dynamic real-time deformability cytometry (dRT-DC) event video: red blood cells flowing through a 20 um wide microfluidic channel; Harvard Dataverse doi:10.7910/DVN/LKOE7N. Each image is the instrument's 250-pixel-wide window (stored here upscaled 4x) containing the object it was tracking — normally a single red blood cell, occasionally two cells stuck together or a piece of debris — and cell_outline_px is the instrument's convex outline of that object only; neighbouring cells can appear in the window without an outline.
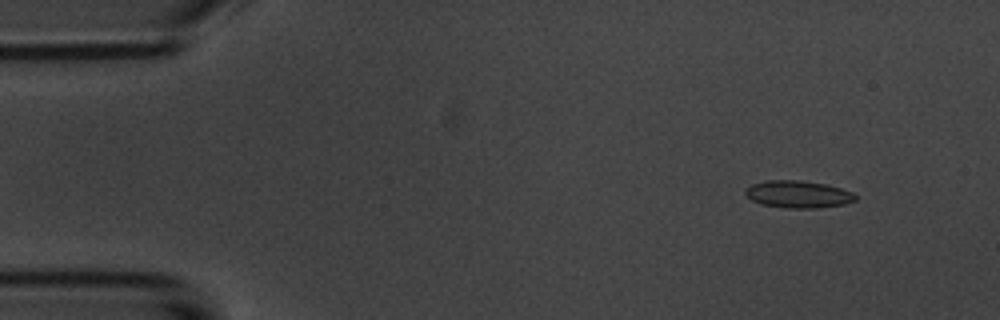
{"species": "common noctule bat (a hibernating species)", "species_latin": "Nyctalus noctula", "temperature_condition": "room temperature", "stored_images_in_passage": 5, "camera_frame_rate_fps": 3000, "um_per_image_px": 0.085, "animal": {"sex": "male", "body_mass_g": 20.1, "forearm_length_mm": 53.5}, "frame": {"image": 1, "passage_image": 2, "time_ms": 1.0, "image_size_px": [1000, 320], "cell_outline_px": [[856, 200], [844, 204], [816, 208], [788, 208], [760, 204], [752, 200], [744, 192], [744, 188], [752, 184], [764, 180], [800, 180], [824, 184], [840, 188], [852, 192], [856, 196]], "centroid_in_image_um": [67.8, 16.51], "position_along_channel_um": 17.2, "area_um2": 17.46}}